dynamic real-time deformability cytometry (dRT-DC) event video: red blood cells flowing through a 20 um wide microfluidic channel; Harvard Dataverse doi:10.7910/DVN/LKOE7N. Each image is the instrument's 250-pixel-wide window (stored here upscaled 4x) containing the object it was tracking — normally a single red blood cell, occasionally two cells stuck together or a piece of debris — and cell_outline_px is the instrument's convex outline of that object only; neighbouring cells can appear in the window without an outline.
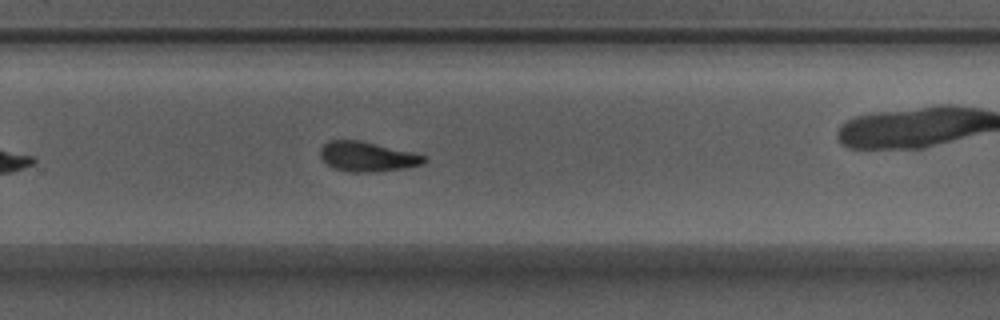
{"species": "Egyptian fruit bat (a non-hibernating species)", "species_latin": "Rousettus aegyptiacus", "temperature_condition": "warm", "stored_images_in_passage": 45, "camera_frame_rate_fps": 3000, "um_per_image_px": 0.085, "animal": {"sex": "male"}, "frame": {"image": 1, "passage_image": 26, "time_ms": 8.333, "image_size_px": [1000, 320], "cell_outline_px": [[420, 160], [412, 164], [372, 168], [348, 164], [332, 160], [324, 152], [332, 144], [360, 144], [420, 156]], "centroid_in_image_um": [31.36, 13.26], "position_along_channel_um": 298.4, "area_um2": 11.16}}